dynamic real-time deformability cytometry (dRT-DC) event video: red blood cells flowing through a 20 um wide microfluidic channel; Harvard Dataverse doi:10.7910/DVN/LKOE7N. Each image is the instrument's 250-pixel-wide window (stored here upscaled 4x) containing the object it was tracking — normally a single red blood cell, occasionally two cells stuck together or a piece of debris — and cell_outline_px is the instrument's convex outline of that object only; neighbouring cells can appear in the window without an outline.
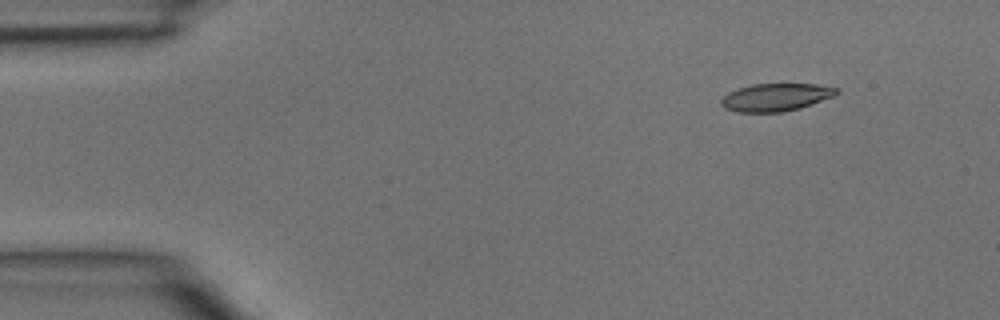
{"species": "common noctule bat (a hibernating species)", "species_latin": "Nyctalus noctula", "temperature_condition": "room temperature", "stored_images_in_passage": 4, "camera_frame_rate_fps": 3000, "um_per_image_px": 0.085, "animal": {"sex": "male", "body_mass_g": 15.6}, "frame": {"image": 1, "passage_image": 2, "time_ms": 0.333, "image_size_px": [1000, 320], "cell_outline_px": [[840, 92], [836, 96], [800, 108], [784, 112], [736, 112], [724, 108], [720, 104], [720, 100], [728, 92], [752, 84], [816, 84], [840, 88]], "centroid_in_image_um": [65.98, 8.27], "position_along_channel_um": 19.0, "area_um2": 18.84}}